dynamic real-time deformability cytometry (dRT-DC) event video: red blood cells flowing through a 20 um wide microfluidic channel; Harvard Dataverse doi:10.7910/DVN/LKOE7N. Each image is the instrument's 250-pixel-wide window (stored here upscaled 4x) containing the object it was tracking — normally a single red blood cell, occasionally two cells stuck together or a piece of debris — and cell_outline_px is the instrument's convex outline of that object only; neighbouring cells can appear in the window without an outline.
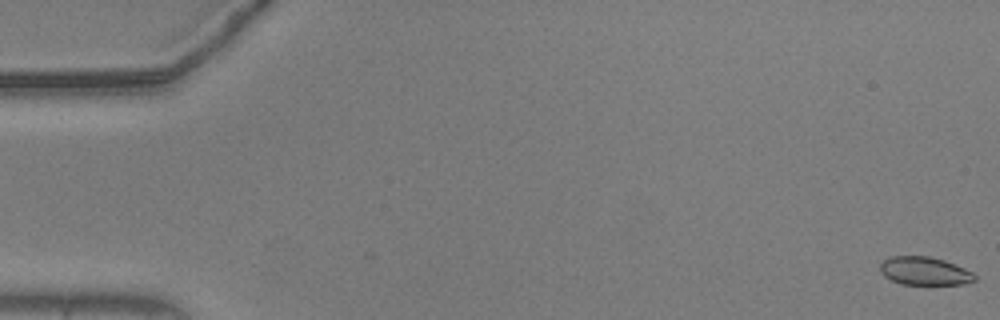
{"species": "common noctule bat (a hibernating species)", "species_latin": "Nyctalus noctula", "temperature_condition": "warm", "stored_images_in_passage": 57, "camera_frame_rate_fps": 3000, "um_per_image_px": 0.085, "animal": {"sex": "male", "body_mass_g": 20.5, "forearm_length_mm": 52.5}, "frame": {"image": 1, "passage_image": 1, "time_ms": 0.0, "image_size_px": [1000, 320], "cell_outline_px": [[976, 280], [964, 284], [900, 284], [884, 276], [880, 272], [880, 264], [884, 260], [892, 256], [928, 256], [944, 260], [964, 268], [972, 272], [976, 276]], "centroid_in_image_um": [78.58, 23.04], "position_along_channel_um": 6.4, "area_um2": 15.49}}
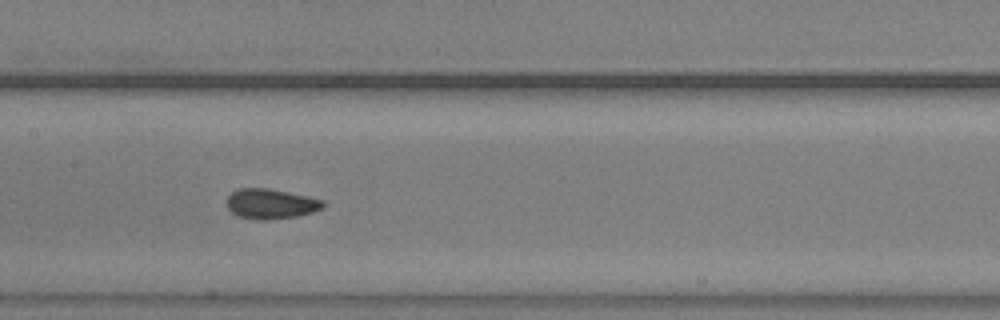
{"frame": {"image": 2, "passage_image": 28, "time_ms": 9.0, "image_size_px": [1000, 320], "cell_outline_px": [[324, 208], [312, 212], [296, 216], [268, 220], [256, 220], [236, 216], [228, 208], [228, 196], [232, 192], [240, 188], [268, 188], [308, 196], [324, 200]], "centroid_in_image_um": [23.02, 17.33], "position_along_channel_um": 184.4, "area_um2": 16.88}}
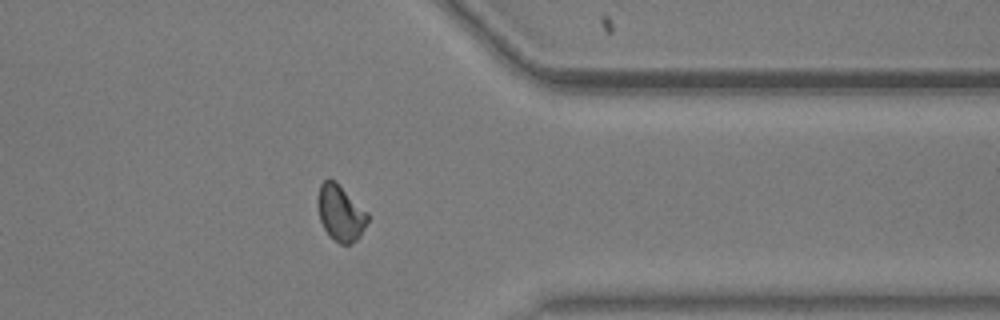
{"frame": {"image": 3, "passage_image": 45, "time_ms": 14.667, "image_size_px": [1000, 320], "cell_outline_px": [[368, 220], [360, 236], [352, 244], [340, 244], [324, 228], [320, 220], [320, 184], [324, 180], [336, 180], [368, 212]], "centroid_in_image_um": [29.0, 18.1], "position_along_channel_um": 382.4, "area_um2": 15.78}}